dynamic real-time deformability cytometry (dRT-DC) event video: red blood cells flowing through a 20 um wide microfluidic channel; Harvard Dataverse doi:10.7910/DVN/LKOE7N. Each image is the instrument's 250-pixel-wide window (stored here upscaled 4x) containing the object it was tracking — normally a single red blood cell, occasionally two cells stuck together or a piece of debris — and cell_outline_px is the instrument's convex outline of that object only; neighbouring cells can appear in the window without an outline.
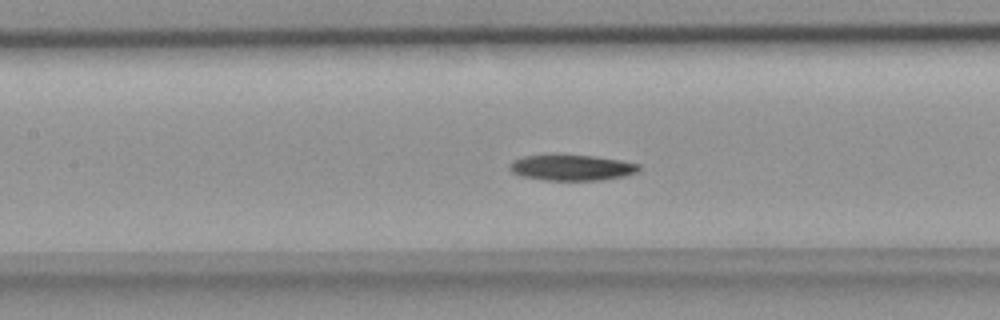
{"species": "common noctule bat (a hibernating species)", "species_latin": "Nyctalus noctula", "temperature_condition": "room temperature", "stored_images_in_passage": 37, "camera_frame_rate_fps": 3000, "um_per_image_px": 0.085, "animal": {"sex": "female", "body_mass_g": 18.4}, "frame": {"image": 1, "passage_image": 17, "time_ms": 5.333, "image_size_px": [1000, 320], "cell_outline_px": [[640, 168], [636, 172], [624, 176], [600, 180], [544, 180], [524, 176], [512, 172], [508, 168], [508, 164], [512, 160], [524, 156], [596, 156], [620, 160], [640, 164]], "centroid_in_image_um": [48.6, 14.26], "position_along_channel_um": 158.8, "area_um2": 19.07}}
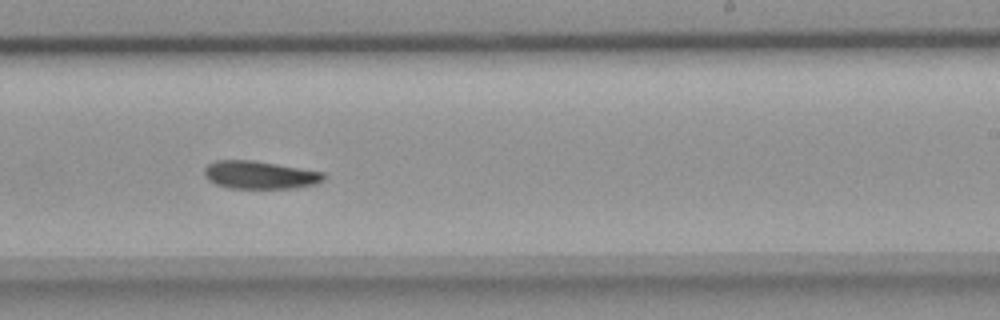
{"frame": {"image": 2, "passage_image": 25, "time_ms": 8.0, "image_size_px": [1000, 320], "cell_outline_px": [[328, 176], [324, 180], [316, 184], [296, 188], [228, 188], [216, 184], [208, 180], [204, 176], [204, 168], [208, 164], [216, 160], [252, 160], [324, 172]], "centroid_in_image_um": [22.1, 14.87], "position_along_channel_um": 266.9, "area_um2": 19.54}}
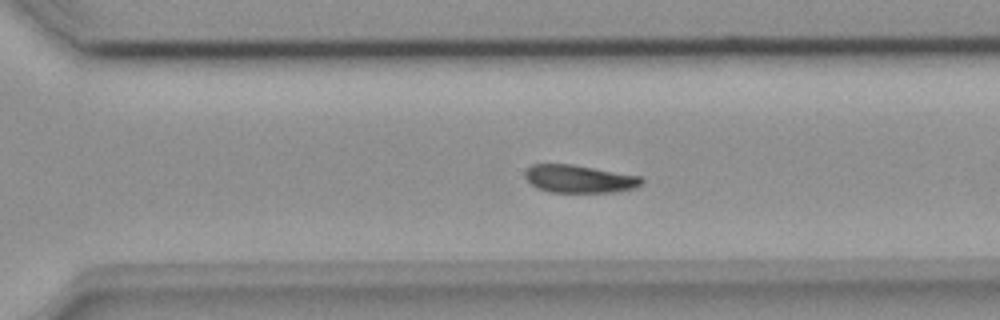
{"frame": {"image": 3, "passage_image": 29, "time_ms": 9.333, "image_size_px": [1000, 320], "cell_outline_px": [[644, 180], [636, 188], [616, 192], [548, 192], [536, 188], [524, 176], [524, 172], [532, 164], [572, 164], [640, 176]], "centroid_in_image_um": [49.22, 15.21], "position_along_channel_um": 321.4, "area_um2": 18.9}}